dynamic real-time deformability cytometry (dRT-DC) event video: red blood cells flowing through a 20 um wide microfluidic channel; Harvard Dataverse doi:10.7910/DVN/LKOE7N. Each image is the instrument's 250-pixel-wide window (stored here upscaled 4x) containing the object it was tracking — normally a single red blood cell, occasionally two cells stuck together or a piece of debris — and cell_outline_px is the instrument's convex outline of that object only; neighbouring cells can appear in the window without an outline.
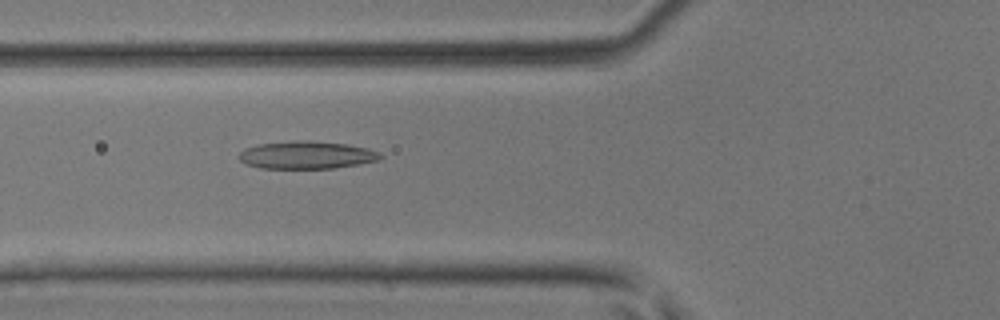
{"species": "common noctule bat (a hibernating species)", "species_latin": "Nyctalus noctula", "temperature_condition": "room temperature", "stored_images_in_passage": 40, "camera_frame_rate_fps": 3000, "um_per_image_px": 0.085, "animal": {"sex": "male", "body_mass_g": 17.9, "forearm_length_mm": 54.2}, "frame": {"image": 1, "passage_image": 11, "time_ms": 3.333, "image_size_px": [1000, 320], "cell_outline_px": [[384, 156], [380, 160], [360, 164], [336, 168], [260, 168], [244, 164], [236, 156], [244, 148], [260, 144], [308, 140], [312, 140], [348, 144], [368, 148], [380, 152]], "centroid_in_image_um": [26.09, 13.18], "position_along_channel_um": 99.7, "area_um2": 23.0}}
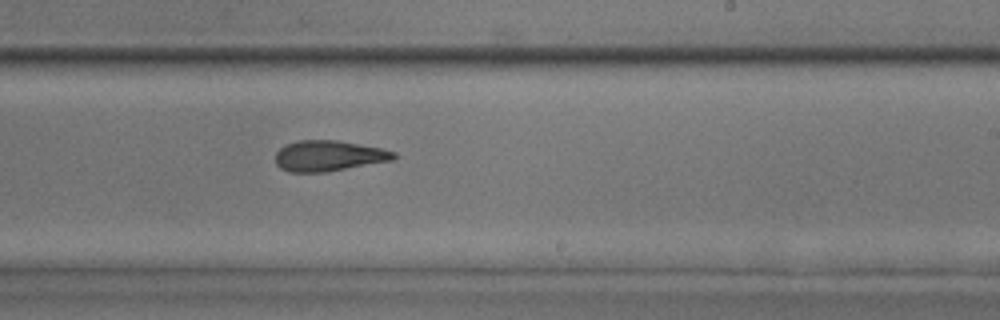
{"frame": {"image": 2, "passage_image": 22, "time_ms": 7.0, "image_size_px": [1000, 320], "cell_outline_px": [[396, 156], [392, 160], [324, 172], [288, 172], [280, 168], [276, 164], [276, 152], [280, 148], [296, 140], [336, 140], [380, 148], [396, 152]], "centroid_in_image_um": [27.9, 13.24], "position_along_channel_um": 261.1, "area_um2": 20.92}}
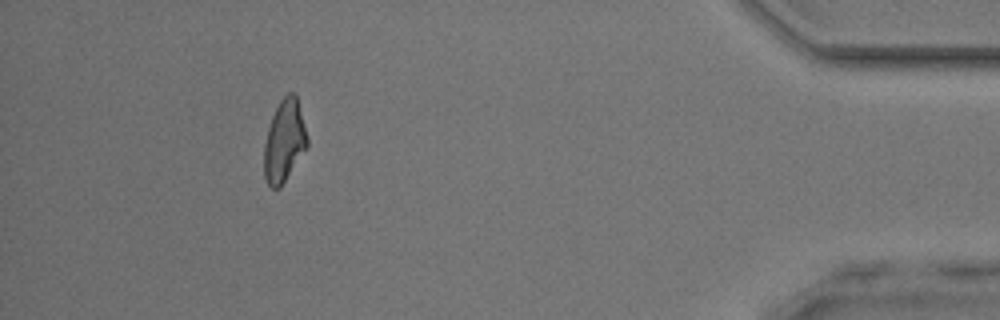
{"frame": {"image": 3, "passage_image": 36, "time_ms": 11.667, "image_size_px": [1000, 320], "cell_outline_px": [[308, 144], [280, 188], [272, 188], [268, 184], [264, 176], [264, 144], [268, 128], [272, 116], [280, 100], [288, 92], [292, 92], [296, 96], [308, 140]], "centroid_in_image_um": [24.14, 11.99], "position_along_channel_um": 411.1, "area_um2": 20.17}}